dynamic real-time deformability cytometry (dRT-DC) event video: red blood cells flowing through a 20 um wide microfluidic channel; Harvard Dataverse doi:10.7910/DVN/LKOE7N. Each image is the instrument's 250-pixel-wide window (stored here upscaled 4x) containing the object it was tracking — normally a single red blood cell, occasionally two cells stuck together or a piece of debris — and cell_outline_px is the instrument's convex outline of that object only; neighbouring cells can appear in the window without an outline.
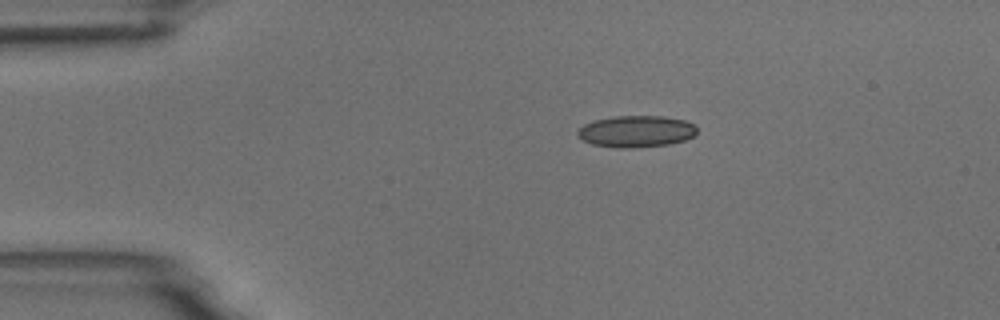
{"species": "common noctule bat (a hibernating species)", "species_latin": "Nyctalus noctula", "temperature_condition": "room temperature", "stored_images_in_passage": 5, "camera_frame_rate_fps": 3000, "um_per_image_px": 0.085, "animal": {"sex": "male", "body_mass_g": 18.8}, "frame": {"image": 1, "passage_image": 1, "time_ms": 0.0, "image_size_px": [1000, 320], "cell_outline_px": [[696, 132], [692, 136], [684, 140], [668, 144], [628, 148], [616, 148], [592, 144], [584, 140], [576, 132], [584, 124], [596, 120], [616, 116], [664, 116], [684, 120], [696, 124]], "centroid_in_image_um": [54.09, 11.16], "position_along_channel_um": 30.9, "area_um2": 21.79}}
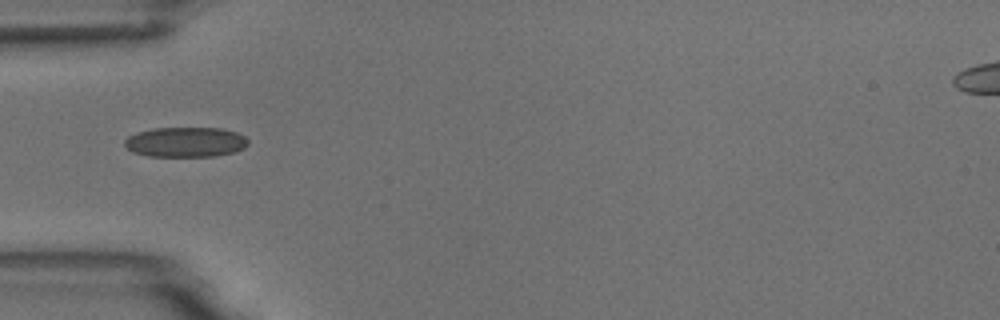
{"frame": {"image": 2, "passage_image": 3, "time_ms": 2.333, "image_size_px": [1000, 320], "cell_outline_px": [[248, 144], [244, 148], [236, 152], [216, 156], [148, 156], [132, 152], [124, 144], [124, 140], [128, 136], [136, 132], [152, 128], [220, 128], [236, 132], [244, 136], [248, 140]], "centroid_in_image_um": [15.77, 12.07], "position_along_channel_um": 69.2, "area_um2": 21.73}}